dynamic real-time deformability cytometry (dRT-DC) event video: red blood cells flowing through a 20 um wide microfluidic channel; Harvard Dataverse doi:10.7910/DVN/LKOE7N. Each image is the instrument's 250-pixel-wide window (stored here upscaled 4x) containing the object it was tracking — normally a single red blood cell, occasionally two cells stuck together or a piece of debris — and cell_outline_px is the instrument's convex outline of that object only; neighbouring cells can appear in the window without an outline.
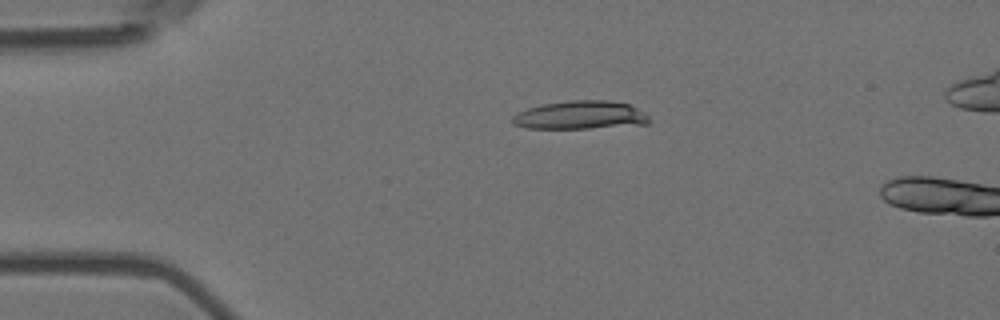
{"species": "Egyptian fruit bat (a non-hibernating species)", "species_latin": "Rousettus aegyptiacus", "temperature_condition": "room temperature", "stored_images_in_passage": 2, "camera_frame_rate_fps": 3000, "um_per_image_px": 0.085, "animal": {"sex": "female"}, "frame": {"image": 1, "passage_image": 1, "time_ms": 0.0, "image_size_px": [1000, 320], "cell_outline_px": [[652, 120], [648, 124], [588, 128], [528, 128], [512, 124], [512, 116], [516, 112], [540, 104], [568, 100], [608, 100], [632, 104], [644, 112]], "centroid_in_image_um": [49.34, 9.77], "position_along_channel_um": 35.7, "area_um2": 22.89}}